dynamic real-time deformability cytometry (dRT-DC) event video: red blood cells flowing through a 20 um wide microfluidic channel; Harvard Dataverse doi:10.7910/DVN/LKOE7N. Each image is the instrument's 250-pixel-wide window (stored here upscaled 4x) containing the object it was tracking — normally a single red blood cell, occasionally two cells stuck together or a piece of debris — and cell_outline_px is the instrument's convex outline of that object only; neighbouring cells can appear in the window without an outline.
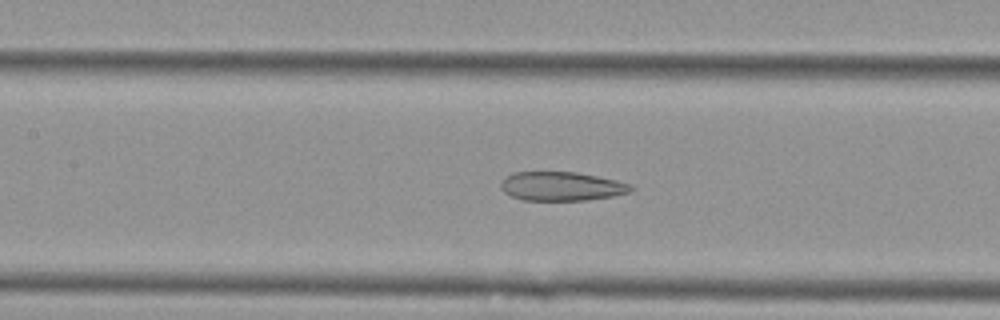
{"species": "Egyptian fruit bat (a non-hibernating species)", "species_latin": "Rousettus aegyptiacus", "temperature_condition": "cold", "stored_images_in_passage": 30, "camera_frame_rate_fps": 3000, "um_per_image_px": 0.085, "animal": {"sex": "female"}, "frame": {"image": 1, "passage_image": 17, "time_ms": 5.333, "image_size_px": [1000, 320], "cell_outline_px": [[632, 192], [612, 196], [588, 200], [524, 200], [512, 196], [504, 192], [500, 188], [500, 184], [512, 172], [576, 172], [616, 180], [632, 184]], "centroid_in_image_um": [47.75, 15.83], "position_along_channel_um": 159.7, "area_um2": 21.85}}
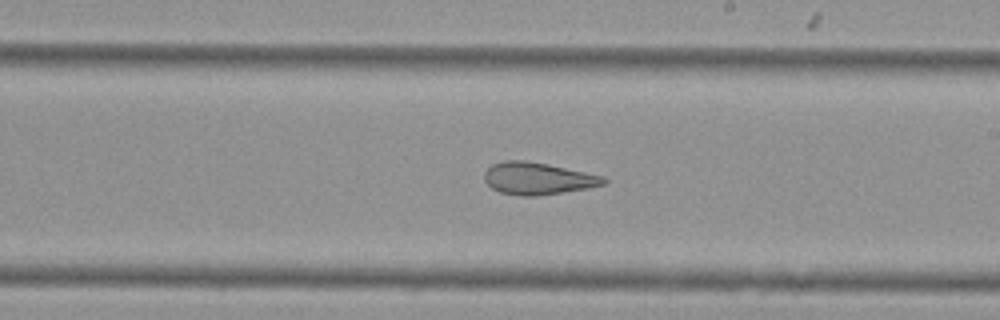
{"frame": {"image": 2, "passage_image": 24, "time_ms": 7.667, "image_size_px": [1000, 320], "cell_outline_px": [[608, 180], [604, 184], [588, 188], [536, 196], [520, 196], [500, 192], [492, 188], [484, 180], [484, 172], [492, 164], [504, 160], [524, 160], [548, 164], [604, 176]], "centroid_in_image_um": [45.69, 15.17], "position_along_channel_um": 243.3, "area_um2": 22.31}}
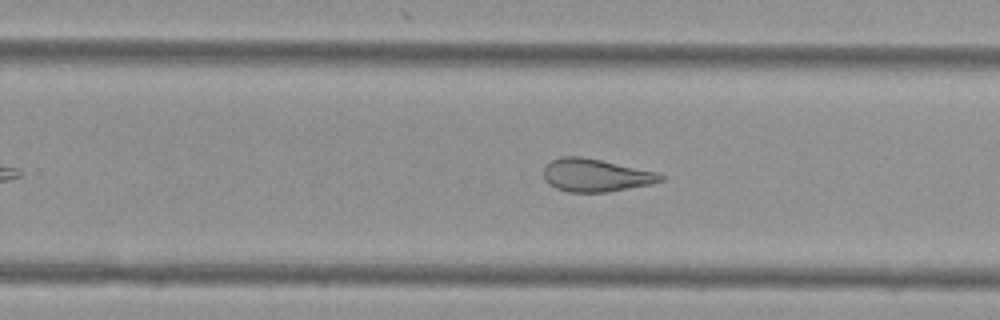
{"frame": {"image": 3, "passage_image": 27, "time_ms": 8.667, "image_size_px": [1000, 320], "cell_outline_px": [[664, 180], [652, 184], [608, 192], [568, 192], [556, 188], [548, 184], [544, 180], [544, 168], [552, 160], [560, 156], [580, 156], [600, 160], [656, 172], [664, 176]], "centroid_in_image_um": [50.62, 14.9], "position_along_channel_um": 279.2, "area_um2": 22.31}}